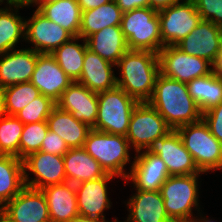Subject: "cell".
Listing matches in <instances>:
<instances>
[{
  "instance_id": "obj_1",
  "label": "cell",
  "mask_w": 222,
  "mask_h": 222,
  "mask_svg": "<svg viewBox=\"0 0 222 222\" xmlns=\"http://www.w3.org/2000/svg\"><path fill=\"white\" fill-rule=\"evenodd\" d=\"M174 130L198 122L202 113L188 93L186 83L159 74L152 98L148 101Z\"/></svg>"
},
{
  "instance_id": "obj_2",
  "label": "cell",
  "mask_w": 222,
  "mask_h": 222,
  "mask_svg": "<svg viewBox=\"0 0 222 222\" xmlns=\"http://www.w3.org/2000/svg\"><path fill=\"white\" fill-rule=\"evenodd\" d=\"M116 67L121 70V78L116 77L117 87L138 102H148L152 98L155 82L160 74L157 53L128 49Z\"/></svg>"
},
{
  "instance_id": "obj_3",
  "label": "cell",
  "mask_w": 222,
  "mask_h": 222,
  "mask_svg": "<svg viewBox=\"0 0 222 222\" xmlns=\"http://www.w3.org/2000/svg\"><path fill=\"white\" fill-rule=\"evenodd\" d=\"M83 148L99 162L106 173L127 179L129 173L124 169L126 164L131 162L129 153L131 146L126 136L109 134L92 128Z\"/></svg>"
},
{
  "instance_id": "obj_4",
  "label": "cell",
  "mask_w": 222,
  "mask_h": 222,
  "mask_svg": "<svg viewBox=\"0 0 222 222\" xmlns=\"http://www.w3.org/2000/svg\"><path fill=\"white\" fill-rule=\"evenodd\" d=\"M129 50H146L158 54L163 48L158 11L150 7L125 12L120 24Z\"/></svg>"
},
{
  "instance_id": "obj_5",
  "label": "cell",
  "mask_w": 222,
  "mask_h": 222,
  "mask_svg": "<svg viewBox=\"0 0 222 222\" xmlns=\"http://www.w3.org/2000/svg\"><path fill=\"white\" fill-rule=\"evenodd\" d=\"M176 130L201 172L222 170V143L211 134L203 119Z\"/></svg>"
},
{
  "instance_id": "obj_6",
  "label": "cell",
  "mask_w": 222,
  "mask_h": 222,
  "mask_svg": "<svg viewBox=\"0 0 222 222\" xmlns=\"http://www.w3.org/2000/svg\"><path fill=\"white\" fill-rule=\"evenodd\" d=\"M137 104V100L117 86L98 93V113L92 128L109 134L126 136L132 111Z\"/></svg>"
},
{
  "instance_id": "obj_7",
  "label": "cell",
  "mask_w": 222,
  "mask_h": 222,
  "mask_svg": "<svg viewBox=\"0 0 222 222\" xmlns=\"http://www.w3.org/2000/svg\"><path fill=\"white\" fill-rule=\"evenodd\" d=\"M203 173L169 176L160 187V193L169 218L175 222L179 218L193 216V208L199 209L198 178Z\"/></svg>"
},
{
  "instance_id": "obj_8",
  "label": "cell",
  "mask_w": 222,
  "mask_h": 222,
  "mask_svg": "<svg viewBox=\"0 0 222 222\" xmlns=\"http://www.w3.org/2000/svg\"><path fill=\"white\" fill-rule=\"evenodd\" d=\"M171 130L166 120L149 102H138L132 111L126 138L137 153L147 150L155 139Z\"/></svg>"
},
{
  "instance_id": "obj_9",
  "label": "cell",
  "mask_w": 222,
  "mask_h": 222,
  "mask_svg": "<svg viewBox=\"0 0 222 222\" xmlns=\"http://www.w3.org/2000/svg\"><path fill=\"white\" fill-rule=\"evenodd\" d=\"M164 46H175L202 20L193 0H182L158 11Z\"/></svg>"
},
{
  "instance_id": "obj_10",
  "label": "cell",
  "mask_w": 222,
  "mask_h": 222,
  "mask_svg": "<svg viewBox=\"0 0 222 222\" xmlns=\"http://www.w3.org/2000/svg\"><path fill=\"white\" fill-rule=\"evenodd\" d=\"M158 58L160 74L186 84L214 71V65L208 60L188 55L176 46H164Z\"/></svg>"
},
{
  "instance_id": "obj_11",
  "label": "cell",
  "mask_w": 222,
  "mask_h": 222,
  "mask_svg": "<svg viewBox=\"0 0 222 222\" xmlns=\"http://www.w3.org/2000/svg\"><path fill=\"white\" fill-rule=\"evenodd\" d=\"M0 222H51L43 192L25 186L0 209Z\"/></svg>"
},
{
  "instance_id": "obj_12",
  "label": "cell",
  "mask_w": 222,
  "mask_h": 222,
  "mask_svg": "<svg viewBox=\"0 0 222 222\" xmlns=\"http://www.w3.org/2000/svg\"><path fill=\"white\" fill-rule=\"evenodd\" d=\"M147 151L158 155L165 162L170 176L203 173L185 148L177 130L172 129L163 137L155 139Z\"/></svg>"
},
{
  "instance_id": "obj_13",
  "label": "cell",
  "mask_w": 222,
  "mask_h": 222,
  "mask_svg": "<svg viewBox=\"0 0 222 222\" xmlns=\"http://www.w3.org/2000/svg\"><path fill=\"white\" fill-rule=\"evenodd\" d=\"M23 167L26 187L40 190L49 185L67 182L64 159L61 155L34 152L23 159ZM27 171L34 174L35 178L30 180Z\"/></svg>"
},
{
  "instance_id": "obj_14",
  "label": "cell",
  "mask_w": 222,
  "mask_h": 222,
  "mask_svg": "<svg viewBox=\"0 0 222 222\" xmlns=\"http://www.w3.org/2000/svg\"><path fill=\"white\" fill-rule=\"evenodd\" d=\"M73 36L37 9L33 16L25 20V41L31 43L37 53L51 54L56 48L69 41Z\"/></svg>"
},
{
  "instance_id": "obj_15",
  "label": "cell",
  "mask_w": 222,
  "mask_h": 222,
  "mask_svg": "<svg viewBox=\"0 0 222 222\" xmlns=\"http://www.w3.org/2000/svg\"><path fill=\"white\" fill-rule=\"evenodd\" d=\"M222 41V27L211 21L200 23L175 46L191 56L204 58L215 65Z\"/></svg>"
},
{
  "instance_id": "obj_16",
  "label": "cell",
  "mask_w": 222,
  "mask_h": 222,
  "mask_svg": "<svg viewBox=\"0 0 222 222\" xmlns=\"http://www.w3.org/2000/svg\"><path fill=\"white\" fill-rule=\"evenodd\" d=\"M114 177L107 173L101 178L75 185L79 216L106 221L103 212L111 207L107 183Z\"/></svg>"
},
{
  "instance_id": "obj_17",
  "label": "cell",
  "mask_w": 222,
  "mask_h": 222,
  "mask_svg": "<svg viewBox=\"0 0 222 222\" xmlns=\"http://www.w3.org/2000/svg\"><path fill=\"white\" fill-rule=\"evenodd\" d=\"M134 156L127 181H132L137 190L157 191L170 176L165 162L147 150L139 151Z\"/></svg>"
},
{
  "instance_id": "obj_18",
  "label": "cell",
  "mask_w": 222,
  "mask_h": 222,
  "mask_svg": "<svg viewBox=\"0 0 222 222\" xmlns=\"http://www.w3.org/2000/svg\"><path fill=\"white\" fill-rule=\"evenodd\" d=\"M30 82L40 94L57 102L62 93L73 83L60 68L51 54L38 53V58Z\"/></svg>"
},
{
  "instance_id": "obj_19",
  "label": "cell",
  "mask_w": 222,
  "mask_h": 222,
  "mask_svg": "<svg viewBox=\"0 0 222 222\" xmlns=\"http://www.w3.org/2000/svg\"><path fill=\"white\" fill-rule=\"evenodd\" d=\"M56 106L92 128L98 113V93L92 92L78 82H73L62 93Z\"/></svg>"
},
{
  "instance_id": "obj_20",
  "label": "cell",
  "mask_w": 222,
  "mask_h": 222,
  "mask_svg": "<svg viewBox=\"0 0 222 222\" xmlns=\"http://www.w3.org/2000/svg\"><path fill=\"white\" fill-rule=\"evenodd\" d=\"M38 53L33 49H13L0 54V87L30 82Z\"/></svg>"
},
{
  "instance_id": "obj_21",
  "label": "cell",
  "mask_w": 222,
  "mask_h": 222,
  "mask_svg": "<svg viewBox=\"0 0 222 222\" xmlns=\"http://www.w3.org/2000/svg\"><path fill=\"white\" fill-rule=\"evenodd\" d=\"M135 190L137 193L126 204L129 210L126 222H173L166 213L159 190Z\"/></svg>"
},
{
  "instance_id": "obj_22",
  "label": "cell",
  "mask_w": 222,
  "mask_h": 222,
  "mask_svg": "<svg viewBox=\"0 0 222 222\" xmlns=\"http://www.w3.org/2000/svg\"><path fill=\"white\" fill-rule=\"evenodd\" d=\"M112 67L114 64L104 60L98 54L86 49L82 74L76 81L95 93L114 89L116 77Z\"/></svg>"
},
{
  "instance_id": "obj_23",
  "label": "cell",
  "mask_w": 222,
  "mask_h": 222,
  "mask_svg": "<svg viewBox=\"0 0 222 222\" xmlns=\"http://www.w3.org/2000/svg\"><path fill=\"white\" fill-rule=\"evenodd\" d=\"M40 190L46 198L51 222H70L79 216L75 185L65 182Z\"/></svg>"
},
{
  "instance_id": "obj_24",
  "label": "cell",
  "mask_w": 222,
  "mask_h": 222,
  "mask_svg": "<svg viewBox=\"0 0 222 222\" xmlns=\"http://www.w3.org/2000/svg\"><path fill=\"white\" fill-rule=\"evenodd\" d=\"M87 47L115 66L128 50L127 40L120 26H109L88 36Z\"/></svg>"
},
{
  "instance_id": "obj_25",
  "label": "cell",
  "mask_w": 222,
  "mask_h": 222,
  "mask_svg": "<svg viewBox=\"0 0 222 222\" xmlns=\"http://www.w3.org/2000/svg\"><path fill=\"white\" fill-rule=\"evenodd\" d=\"M67 182L73 185L95 180L107 173L83 147L71 148L63 156Z\"/></svg>"
},
{
  "instance_id": "obj_26",
  "label": "cell",
  "mask_w": 222,
  "mask_h": 222,
  "mask_svg": "<svg viewBox=\"0 0 222 222\" xmlns=\"http://www.w3.org/2000/svg\"><path fill=\"white\" fill-rule=\"evenodd\" d=\"M46 121L48 129L57 133L69 149L83 147L92 129L88 124L76 120L71 113L60 110L57 106Z\"/></svg>"
},
{
  "instance_id": "obj_27",
  "label": "cell",
  "mask_w": 222,
  "mask_h": 222,
  "mask_svg": "<svg viewBox=\"0 0 222 222\" xmlns=\"http://www.w3.org/2000/svg\"><path fill=\"white\" fill-rule=\"evenodd\" d=\"M6 5L5 8L0 7V54L15 49L19 39L25 40L26 19H23L17 12L19 8L26 6L29 8V4L11 1Z\"/></svg>"
},
{
  "instance_id": "obj_28",
  "label": "cell",
  "mask_w": 222,
  "mask_h": 222,
  "mask_svg": "<svg viewBox=\"0 0 222 222\" xmlns=\"http://www.w3.org/2000/svg\"><path fill=\"white\" fill-rule=\"evenodd\" d=\"M50 21L59 24L73 37L79 36L82 11L77 0H56L36 8Z\"/></svg>"
},
{
  "instance_id": "obj_29",
  "label": "cell",
  "mask_w": 222,
  "mask_h": 222,
  "mask_svg": "<svg viewBox=\"0 0 222 222\" xmlns=\"http://www.w3.org/2000/svg\"><path fill=\"white\" fill-rule=\"evenodd\" d=\"M24 187L23 160L0 154V209Z\"/></svg>"
},
{
  "instance_id": "obj_30",
  "label": "cell",
  "mask_w": 222,
  "mask_h": 222,
  "mask_svg": "<svg viewBox=\"0 0 222 222\" xmlns=\"http://www.w3.org/2000/svg\"><path fill=\"white\" fill-rule=\"evenodd\" d=\"M187 87L202 114L222 102V76L215 71L191 80Z\"/></svg>"
},
{
  "instance_id": "obj_31",
  "label": "cell",
  "mask_w": 222,
  "mask_h": 222,
  "mask_svg": "<svg viewBox=\"0 0 222 222\" xmlns=\"http://www.w3.org/2000/svg\"><path fill=\"white\" fill-rule=\"evenodd\" d=\"M123 11L115 0L97 8L82 11L79 36L86 39L93 33L109 26H120Z\"/></svg>"
},
{
  "instance_id": "obj_32",
  "label": "cell",
  "mask_w": 222,
  "mask_h": 222,
  "mask_svg": "<svg viewBox=\"0 0 222 222\" xmlns=\"http://www.w3.org/2000/svg\"><path fill=\"white\" fill-rule=\"evenodd\" d=\"M80 39L81 41L83 40V44L78 43ZM87 48L86 40L77 36L72 37L51 53L60 68L73 82H76L82 74L84 56Z\"/></svg>"
},
{
  "instance_id": "obj_33",
  "label": "cell",
  "mask_w": 222,
  "mask_h": 222,
  "mask_svg": "<svg viewBox=\"0 0 222 222\" xmlns=\"http://www.w3.org/2000/svg\"><path fill=\"white\" fill-rule=\"evenodd\" d=\"M24 124L15 115L0 118V154L19 158L20 137Z\"/></svg>"
},
{
  "instance_id": "obj_34",
  "label": "cell",
  "mask_w": 222,
  "mask_h": 222,
  "mask_svg": "<svg viewBox=\"0 0 222 222\" xmlns=\"http://www.w3.org/2000/svg\"><path fill=\"white\" fill-rule=\"evenodd\" d=\"M4 94L7 115H15L35 100L40 92L31 82H24L4 88Z\"/></svg>"
},
{
  "instance_id": "obj_35",
  "label": "cell",
  "mask_w": 222,
  "mask_h": 222,
  "mask_svg": "<svg viewBox=\"0 0 222 222\" xmlns=\"http://www.w3.org/2000/svg\"><path fill=\"white\" fill-rule=\"evenodd\" d=\"M47 121L24 124L19 144V159L40 151L43 139L48 132Z\"/></svg>"
},
{
  "instance_id": "obj_36",
  "label": "cell",
  "mask_w": 222,
  "mask_h": 222,
  "mask_svg": "<svg viewBox=\"0 0 222 222\" xmlns=\"http://www.w3.org/2000/svg\"><path fill=\"white\" fill-rule=\"evenodd\" d=\"M55 107L56 102L51 98L40 94L35 100L15 114V116L23 124L42 122L47 120Z\"/></svg>"
},
{
  "instance_id": "obj_37",
  "label": "cell",
  "mask_w": 222,
  "mask_h": 222,
  "mask_svg": "<svg viewBox=\"0 0 222 222\" xmlns=\"http://www.w3.org/2000/svg\"><path fill=\"white\" fill-rule=\"evenodd\" d=\"M202 20L222 27V0H193Z\"/></svg>"
},
{
  "instance_id": "obj_38",
  "label": "cell",
  "mask_w": 222,
  "mask_h": 222,
  "mask_svg": "<svg viewBox=\"0 0 222 222\" xmlns=\"http://www.w3.org/2000/svg\"><path fill=\"white\" fill-rule=\"evenodd\" d=\"M211 134L222 143V102L202 114Z\"/></svg>"
},
{
  "instance_id": "obj_39",
  "label": "cell",
  "mask_w": 222,
  "mask_h": 222,
  "mask_svg": "<svg viewBox=\"0 0 222 222\" xmlns=\"http://www.w3.org/2000/svg\"><path fill=\"white\" fill-rule=\"evenodd\" d=\"M68 150L66 142L57 133L48 130L47 135L43 139L40 151L64 156Z\"/></svg>"
},
{
  "instance_id": "obj_40",
  "label": "cell",
  "mask_w": 222,
  "mask_h": 222,
  "mask_svg": "<svg viewBox=\"0 0 222 222\" xmlns=\"http://www.w3.org/2000/svg\"><path fill=\"white\" fill-rule=\"evenodd\" d=\"M123 13L137 8L149 7V0H115Z\"/></svg>"
},
{
  "instance_id": "obj_41",
  "label": "cell",
  "mask_w": 222,
  "mask_h": 222,
  "mask_svg": "<svg viewBox=\"0 0 222 222\" xmlns=\"http://www.w3.org/2000/svg\"><path fill=\"white\" fill-rule=\"evenodd\" d=\"M112 0H77L81 11L97 8L103 4H106Z\"/></svg>"
},
{
  "instance_id": "obj_42",
  "label": "cell",
  "mask_w": 222,
  "mask_h": 222,
  "mask_svg": "<svg viewBox=\"0 0 222 222\" xmlns=\"http://www.w3.org/2000/svg\"><path fill=\"white\" fill-rule=\"evenodd\" d=\"M181 1L182 0H149V7L159 11Z\"/></svg>"
},
{
  "instance_id": "obj_43",
  "label": "cell",
  "mask_w": 222,
  "mask_h": 222,
  "mask_svg": "<svg viewBox=\"0 0 222 222\" xmlns=\"http://www.w3.org/2000/svg\"><path fill=\"white\" fill-rule=\"evenodd\" d=\"M4 88L0 87V118L6 116Z\"/></svg>"
},
{
  "instance_id": "obj_44",
  "label": "cell",
  "mask_w": 222,
  "mask_h": 222,
  "mask_svg": "<svg viewBox=\"0 0 222 222\" xmlns=\"http://www.w3.org/2000/svg\"><path fill=\"white\" fill-rule=\"evenodd\" d=\"M214 71L222 76V41H221V48H220V52H219V56L218 59L214 65Z\"/></svg>"
},
{
  "instance_id": "obj_45",
  "label": "cell",
  "mask_w": 222,
  "mask_h": 222,
  "mask_svg": "<svg viewBox=\"0 0 222 222\" xmlns=\"http://www.w3.org/2000/svg\"><path fill=\"white\" fill-rule=\"evenodd\" d=\"M70 222H109V221H101L98 219H92V218L78 216V217L72 219ZM111 222H115V221H111Z\"/></svg>"
},
{
  "instance_id": "obj_46",
  "label": "cell",
  "mask_w": 222,
  "mask_h": 222,
  "mask_svg": "<svg viewBox=\"0 0 222 222\" xmlns=\"http://www.w3.org/2000/svg\"><path fill=\"white\" fill-rule=\"evenodd\" d=\"M200 218L199 217H194V216H189V217H184V218H179L175 222H201V214Z\"/></svg>"
},
{
  "instance_id": "obj_47",
  "label": "cell",
  "mask_w": 222,
  "mask_h": 222,
  "mask_svg": "<svg viewBox=\"0 0 222 222\" xmlns=\"http://www.w3.org/2000/svg\"><path fill=\"white\" fill-rule=\"evenodd\" d=\"M51 1H56V0H33L30 4H29V6H31L32 4L33 5H40V4H42V3H48V2H51Z\"/></svg>"
},
{
  "instance_id": "obj_48",
  "label": "cell",
  "mask_w": 222,
  "mask_h": 222,
  "mask_svg": "<svg viewBox=\"0 0 222 222\" xmlns=\"http://www.w3.org/2000/svg\"><path fill=\"white\" fill-rule=\"evenodd\" d=\"M9 1L30 4L33 0H9Z\"/></svg>"
},
{
  "instance_id": "obj_49",
  "label": "cell",
  "mask_w": 222,
  "mask_h": 222,
  "mask_svg": "<svg viewBox=\"0 0 222 222\" xmlns=\"http://www.w3.org/2000/svg\"><path fill=\"white\" fill-rule=\"evenodd\" d=\"M201 222H214V221H212L210 219L208 220L207 218L205 219V217L204 216L202 217V215H201Z\"/></svg>"
},
{
  "instance_id": "obj_50",
  "label": "cell",
  "mask_w": 222,
  "mask_h": 222,
  "mask_svg": "<svg viewBox=\"0 0 222 222\" xmlns=\"http://www.w3.org/2000/svg\"><path fill=\"white\" fill-rule=\"evenodd\" d=\"M5 0H0V5L4 2ZM6 2H9V0H6Z\"/></svg>"
},
{
  "instance_id": "obj_51",
  "label": "cell",
  "mask_w": 222,
  "mask_h": 222,
  "mask_svg": "<svg viewBox=\"0 0 222 222\" xmlns=\"http://www.w3.org/2000/svg\"><path fill=\"white\" fill-rule=\"evenodd\" d=\"M115 222H121V221H118L117 218H115ZM123 222H126V221H123Z\"/></svg>"
}]
</instances>
